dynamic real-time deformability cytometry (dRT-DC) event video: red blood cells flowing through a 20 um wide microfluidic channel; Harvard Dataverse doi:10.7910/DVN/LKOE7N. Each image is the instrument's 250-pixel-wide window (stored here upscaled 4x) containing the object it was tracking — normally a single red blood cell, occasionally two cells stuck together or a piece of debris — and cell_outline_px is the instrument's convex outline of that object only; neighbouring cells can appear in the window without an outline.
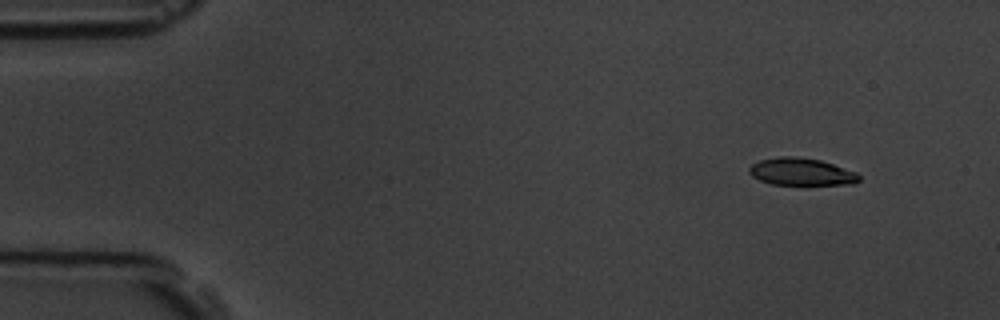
{"species": "common noctule bat (a hibernating species)", "species_latin": "Nyctalus noctula", "temperature_condition": "room temperature", "stored_images_in_passage": 5, "camera_frame_rate_fps": 3000, "um_per_image_px": 0.085, "animal": {"sex": "male", "body_mass_g": 19.5, "forearm_length_mm": 54.6}, "frame": {"image": 1, "passage_image": 2, "time_ms": 1.333, "image_size_px": [1000, 320], "cell_outline_px": [[860, 180], [856, 184], [772, 184], [760, 180], [752, 176], [748, 172], [748, 168], [752, 164], [760, 160], [780, 156], [796, 156], [820, 160], [856, 172], [860, 176]], "centroid_in_image_um": [68.1, 14.59], "position_along_channel_um": 16.9, "area_um2": 17.4}}